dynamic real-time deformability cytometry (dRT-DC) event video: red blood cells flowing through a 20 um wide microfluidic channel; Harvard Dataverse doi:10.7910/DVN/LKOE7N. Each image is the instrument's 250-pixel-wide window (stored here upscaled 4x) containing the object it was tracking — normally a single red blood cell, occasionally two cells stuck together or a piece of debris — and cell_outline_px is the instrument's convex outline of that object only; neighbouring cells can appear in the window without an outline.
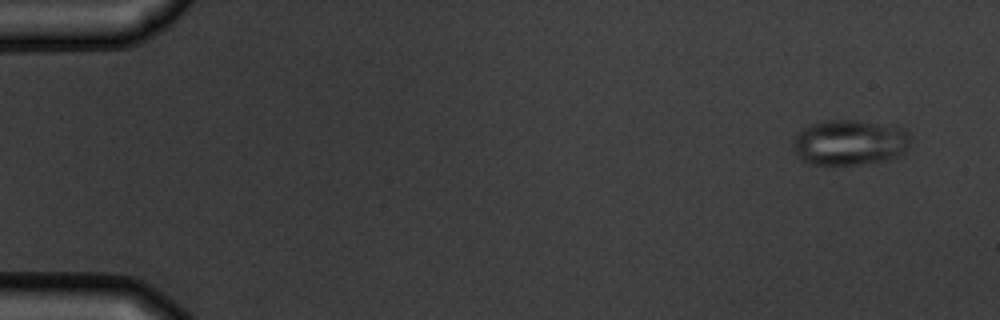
{"species": "common noctule bat (a hibernating species)", "species_latin": "Nyctalus noctula", "temperature_condition": "warm", "stored_images_in_passage": 5, "camera_frame_rate_fps": 3000, "um_per_image_px": 0.085, "animal": {"sex": "male", "body_mass_g": 19.5, "forearm_length_mm": 54.6}, "frame": {"image": 1, "passage_image": 1, "time_ms": 0.0, "image_size_px": [1000, 320], "cell_outline_px": [[912, 140], [904, 152], [888, 160], [832, 168], [812, 164], [800, 160], [796, 156], [792, 144], [792, 140], [804, 128], [812, 124], [828, 120], [860, 120], [896, 124], [904, 128], [912, 136]], "centroid_in_image_um": [72.25, 12.13], "position_along_channel_um": 12.8, "area_um2": 32.37}}